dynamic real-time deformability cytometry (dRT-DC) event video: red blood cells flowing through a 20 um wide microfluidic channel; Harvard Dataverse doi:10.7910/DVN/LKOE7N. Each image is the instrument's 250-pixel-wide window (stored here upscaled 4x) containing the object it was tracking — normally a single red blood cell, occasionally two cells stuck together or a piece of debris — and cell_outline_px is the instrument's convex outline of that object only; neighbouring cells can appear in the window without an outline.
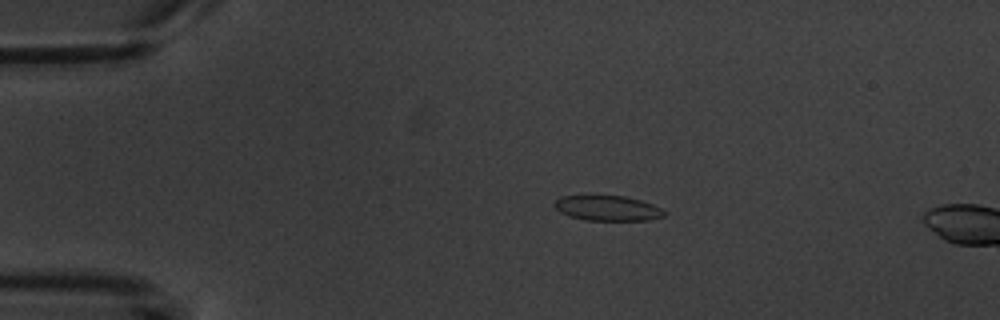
{"species": "common noctule bat (a hibernating species)", "species_latin": "Nyctalus noctula", "temperature_condition": "warm", "stored_images_in_passage": 3, "camera_frame_rate_fps": 3000, "um_per_image_px": 0.085, "animal": {"sex": "male", "body_mass_g": 20.1, "forearm_length_mm": 53.5}, "frame": {"image": 1, "passage_image": 2, "time_ms": 1.333, "image_size_px": [1000, 320], "cell_outline_px": [[668, 212], [664, 216], [648, 220], [584, 220], [560, 212], [552, 204], [560, 196], [624, 196], [640, 200], [652, 204]], "centroid_in_image_um": [51.65, 17.69], "position_along_channel_um": 33.3, "area_um2": 15.95}}